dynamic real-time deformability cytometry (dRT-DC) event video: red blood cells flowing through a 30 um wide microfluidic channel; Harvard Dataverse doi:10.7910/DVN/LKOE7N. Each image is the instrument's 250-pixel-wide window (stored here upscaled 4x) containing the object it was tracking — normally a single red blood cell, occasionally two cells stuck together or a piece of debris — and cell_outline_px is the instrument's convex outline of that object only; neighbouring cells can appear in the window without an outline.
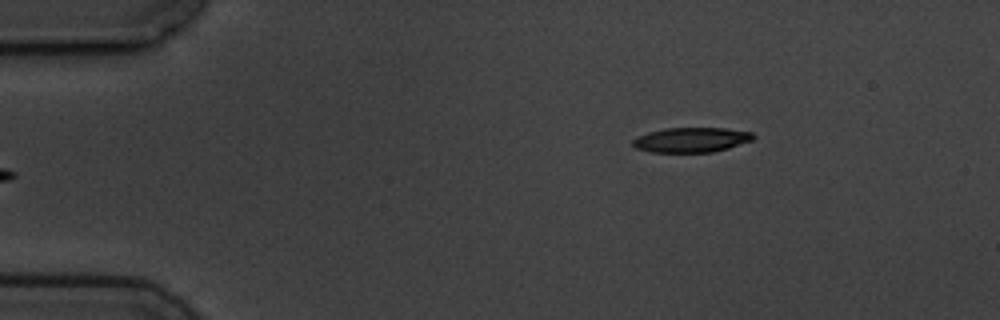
{"species": "common noctule bat (a hibernating species)", "species_latin": "Nyctalus noctula", "temperature_condition": "cold", "stored_images_in_passage": 5, "camera_frame_rate_fps": 3000, "um_per_image_px": 0.085, "animal": {"sex": "male", "body_mass_g": 19.5, "forearm_length_mm": 54.6}, "frame": {"image": 1, "passage_image": 5, "time_ms": 4.333, "image_size_px": [1000, 320], "cell_outline_px": [[756, 136], [752, 140], [728, 148], [712, 152], [652, 152], [636, 148], [632, 144], [632, 140], [636, 136], [648, 132], [664, 128], [724, 128], [752, 132]], "centroid_in_image_um": [58.74, 11.88], "position_along_channel_um": 26.3, "area_um2": 17.46}}